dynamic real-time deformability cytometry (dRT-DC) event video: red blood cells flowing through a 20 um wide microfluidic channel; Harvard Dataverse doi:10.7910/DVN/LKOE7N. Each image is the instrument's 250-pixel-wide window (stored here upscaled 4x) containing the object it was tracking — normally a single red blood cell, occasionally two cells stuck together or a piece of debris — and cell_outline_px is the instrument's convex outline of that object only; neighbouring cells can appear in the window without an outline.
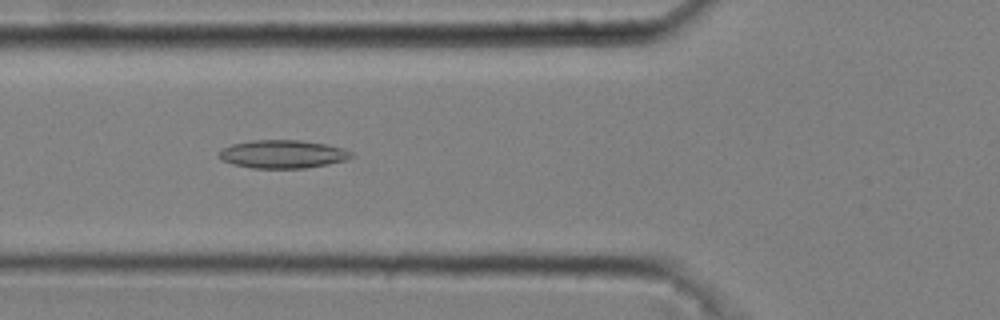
{"species": "common noctule bat (a hibernating species)", "species_latin": "Nyctalus noctula", "temperature_condition": "cold", "stored_images_in_passage": 51, "camera_frame_rate_fps": 3000, "um_per_image_px": 0.085, "animal": {"sex": "male", "body_mass_g": 20.4}, "frame": {"image": 1, "passage_image": 19, "time_ms": 6.0, "image_size_px": [1000, 320], "cell_outline_px": [[352, 156], [344, 160], [328, 164], [304, 168], [252, 168], [232, 164], [220, 160], [220, 152], [224, 148], [232, 144], [248, 140], [300, 140], [324, 144], [344, 148], [352, 152]], "centroid_in_image_um": [24.01, 13.1], "position_along_channel_um": 101.8, "area_um2": 21.62}}
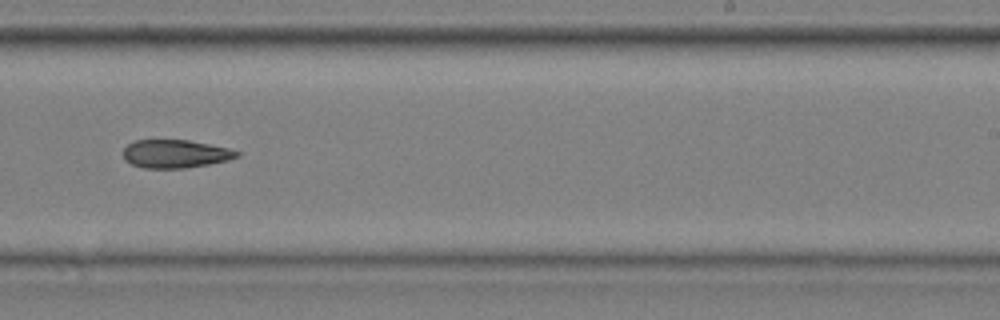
{"frame": {"image": 2, "passage_image": 33, "time_ms": 10.667, "image_size_px": [1000, 320], "cell_outline_px": [[240, 156], [228, 160], [208, 164], [184, 168], [144, 168], [132, 164], [124, 160], [124, 148], [128, 144], [136, 140], [188, 140], [228, 148], [240, 152]], "centroid_in_image_um": [14.9, 13.07], "position_along_channel_um": 274.1, "area_um2": 18.55}}
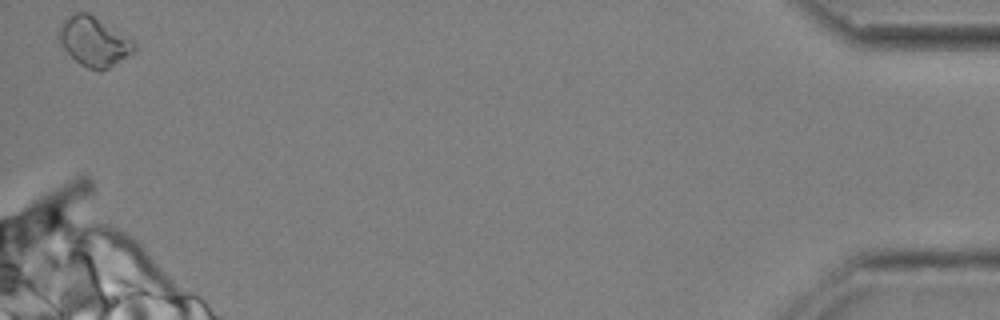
{"frame": {"image": 3, "passage_image": 51, "time_ms": 16.667, "image_size_px": [1000, 320], "cell_outline_px": [[136, 52], [108, 68], [100, 72], [88, 68], [80, 64], [60, 44], [56, 36], [60, 24], [64, 20], [76, 12], [88, 12], [132, 40], [136, 44]], "centroid_in_image_um": [7.97, 3.54], "position_along_channel_um": 427.2, "area_um2": 21.62}}